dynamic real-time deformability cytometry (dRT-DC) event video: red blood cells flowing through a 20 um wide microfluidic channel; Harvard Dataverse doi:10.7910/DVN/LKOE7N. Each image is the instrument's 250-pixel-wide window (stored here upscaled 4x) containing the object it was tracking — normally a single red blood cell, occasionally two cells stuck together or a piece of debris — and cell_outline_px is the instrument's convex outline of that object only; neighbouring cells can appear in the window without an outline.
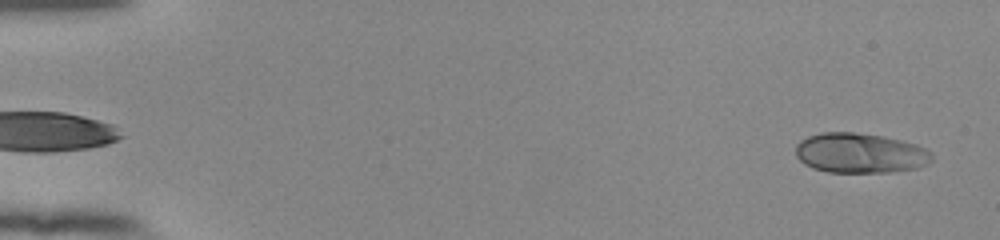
{"species": "human", "species_latin": "Homo sapiens", "temperature_condition": "room temperature", "stored_images_in_passage": 52, "camera_frame_rate_fps": 3000, "um_per_image_px": 0.085, "donor": {"sex": "female"}, "frame": {"image": 1, "passage_image": 2, "time_ms": 0.333, "image_size_px": [1000, 240], "cell_outline_px": [[932, 160], [928, 164], [916, 168], [888, 172], [828, 172], [812, 168], [804, 164], [796, 156], [796, 144], [800, 140], [808, 136], [820, 132], [852, 132], [880, 136], [900, 140], [916, 144], [932, 152]], "centroid_in_image_um": [73.08, 13.01], "position_along_channel_um": 11.9, "area_um2": 31.73}}
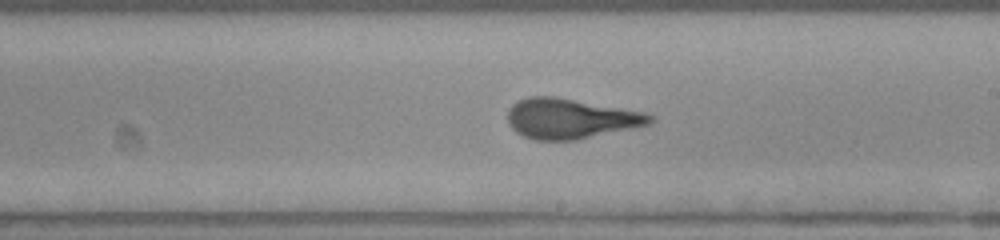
{"frame": {"image": 2, "passage_image": 31, "time_ms": 10.0, "image_size_px": [1000, 240], "cell_outline_px": [[656, 120], [652, 124], [576, 140], [532, 140], [516, 132], [508, 124], [508, 108], [512, 104], [528, 96], [556, 96], [644, 112], [656, 116]], "centroid_in_image_um": [48.51, 10.08], "position_along_channel_um": 240.5, "area_um2": 33.58}}
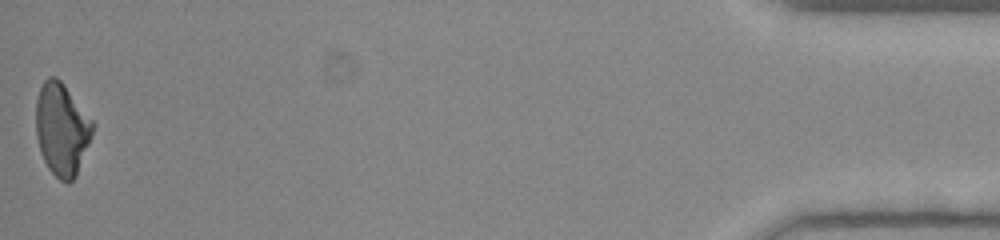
{"frame": {"image": 3, "passage_image": 52, "time_ms": 17.0, "image_size_px": [1000, 240], "cell_outline_px": [[96, 124], [92, 136], [76, 176], [68, 184], [60, 180], [48, 168], [40, 152], [36, 136], [36, 100], [40, 88], [44, 80], [48, 76], [56, 76], [64, 84]], "centroid_in_image_um": [5.26, 10.98], "position_along_channel_um": 429.9, "area_um2": 30.75}, "authors_computed_cell_mechanics": {"area_um2": 32.0212, "velocity_mm_per_s": 3.9599, "shape_relaxation_time_tau1_ms": 5.7994, "shape_relaxation_time_tau2_ms": null, "deformation_change_tau1": 0.1878, "deformation_change_tau2": null}}